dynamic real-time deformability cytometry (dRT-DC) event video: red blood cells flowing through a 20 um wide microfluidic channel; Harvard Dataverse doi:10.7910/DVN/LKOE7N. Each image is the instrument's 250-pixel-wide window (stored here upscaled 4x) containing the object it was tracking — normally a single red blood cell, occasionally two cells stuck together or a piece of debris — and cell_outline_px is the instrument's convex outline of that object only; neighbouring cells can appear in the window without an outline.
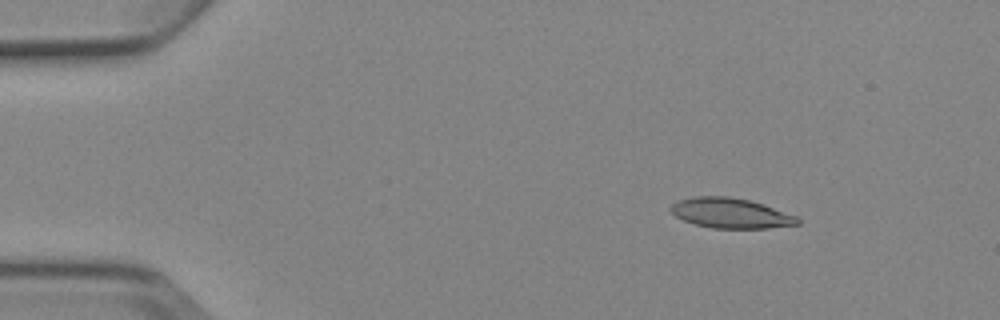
{"species": "Egyptian fruit bat (a non-hibernating species)", "species_latin": "Rousettus aegyptiacus", "temperature_condition": "cold", "stored_images_in_passage": 7, "camera_frame_rate_fps": 3000, "um_per_image_px": 0.085, "animal": {"sex": "female"}, "frame": {"image": 1, "passage_image": 2, "time_ms": 1.333, "image_size_px": [1000, 320], "cell_outline_px": [[800, 224], [768, 228], [712, 228], [696, 224], [684, 220], [676, 216], [668, 208], [676, 200], [692, 196], [728, 196], [748, 200], [764, 204], [796, 216], [800, 220]], "centroid_in_image_um": [62.09, 18.11], "position_along_channel_um": 22.9, "area_um2": 22.25}}
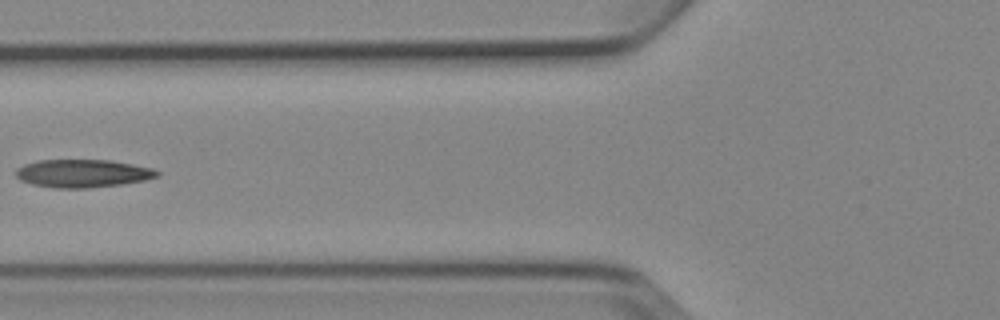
{"frame": {"image": 2, "passage_image": 6, "time_ms": 6.0, "image_size_px": [1000, 320], "cell_outline_px": [[160, 176], [144, 180], [120, 184], [88, 188], [52, 188], [32, 184], [20, 180], [16, 176], [16, 168], [24, 164], [40, 160], [112, 160], [152, 168], [160, 172]], "centroid_in_image_um": [7.02, 14.74], "position_along_channel_um": 118.8, "area_um2": 23.06}}
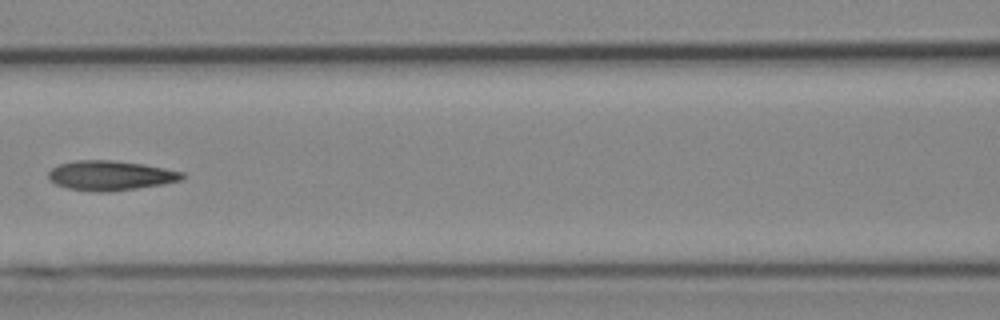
{"frame": {"image": 3, "passage_image": 7, "time_ms": 7.0, "image_size_px": [1000, 320], "cell_outline_px": [[188, 176], [180, 180], [164, 184], [112, 192], [100, 192], [68, 188], [56, 184], [48, 180], [48, 172], [52, 168], [60, 164], [76, 160], [112, 160], [144, 164], [184, 172]], "centroid_in_image_um": [9.41, 14.92], "position_along_channel_um": 157.2, "area_um2": 23.29}}